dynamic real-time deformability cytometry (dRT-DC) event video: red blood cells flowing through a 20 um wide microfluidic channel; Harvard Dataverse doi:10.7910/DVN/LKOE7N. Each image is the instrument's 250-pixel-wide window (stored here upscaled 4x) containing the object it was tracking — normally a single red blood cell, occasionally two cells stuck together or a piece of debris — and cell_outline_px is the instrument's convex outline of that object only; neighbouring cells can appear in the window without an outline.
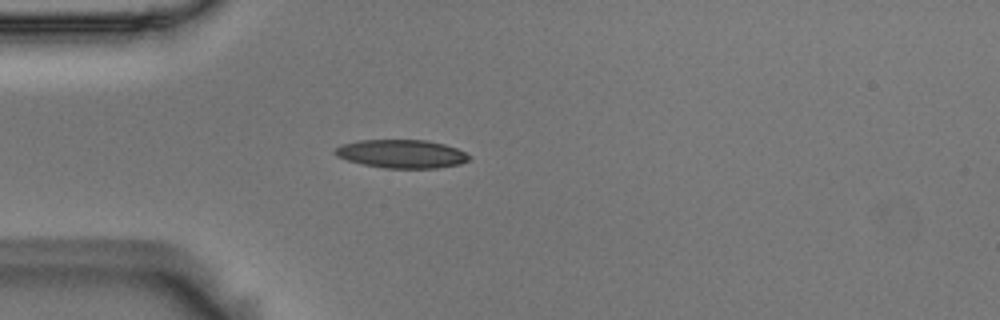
{"species": "Egyptian fruit bat (a non-hibernating species)", "species_latin": "Rousettus aegyptiacus", "temperature_condition": "room temperature", "stored_images_in_passage": 4, "camera_frame_rate_fps": 3000, "um_per_image_px": 0.085, "animal": {"sex": "male"}, "frame": {"image": 1, "passage_image": 4, "time_ms": 1.0, "image_size_px": [1000, 320], "cell_outline_px": [[472, 156], [468, 160], [460, 164], [436, 168], [384, 168], [360, 164], [336, 156], [332, 152], [332, 148], [340, 144], [360, 140], [428, 140], [444, 144], [456, 148]], "centroid_in_image_um": [34.08, 13.07], "position_along_channel_um": 50.9, "area_um2": 22.43}}